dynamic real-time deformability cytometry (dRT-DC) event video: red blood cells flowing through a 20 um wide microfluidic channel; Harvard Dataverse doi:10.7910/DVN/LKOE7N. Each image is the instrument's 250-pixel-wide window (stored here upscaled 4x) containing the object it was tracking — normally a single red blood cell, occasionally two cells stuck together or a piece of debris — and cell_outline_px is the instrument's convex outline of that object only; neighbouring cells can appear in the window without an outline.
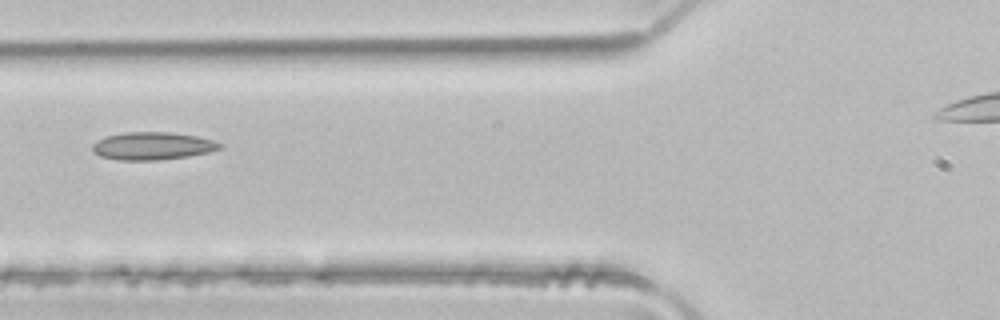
{"species": "common noctule bat (a hibernating species)", "species_latin": "Nyctalus noctula", "temperature_condition": "room temperature", "stored_images_in_passage": 2, "camera_frame_rate_fps": 3000, "um_per_image_px": 0.085, "animal": {"sex": "male", "body_mass_g": 21.5, "forearm_length_mm": 52.0}, "frame": {"image": 1, "passage_image": 2, "time_ms": 0.333, "image_size_px": [1000, 320], "cell_outline_px": [[224, 144], [220, 148], [208, 152], [188, 156], [156, 160], [116, 160], [100, 156], [92, 152], [92, 144], [96, 140], [104, 136], [124, 132], [172, 132], [196, 136], [212, 140]], "centroid_in_image_um": [12.9, 12.4], "position_along_channel_um": 112.9, "area_um2": 20.69}}